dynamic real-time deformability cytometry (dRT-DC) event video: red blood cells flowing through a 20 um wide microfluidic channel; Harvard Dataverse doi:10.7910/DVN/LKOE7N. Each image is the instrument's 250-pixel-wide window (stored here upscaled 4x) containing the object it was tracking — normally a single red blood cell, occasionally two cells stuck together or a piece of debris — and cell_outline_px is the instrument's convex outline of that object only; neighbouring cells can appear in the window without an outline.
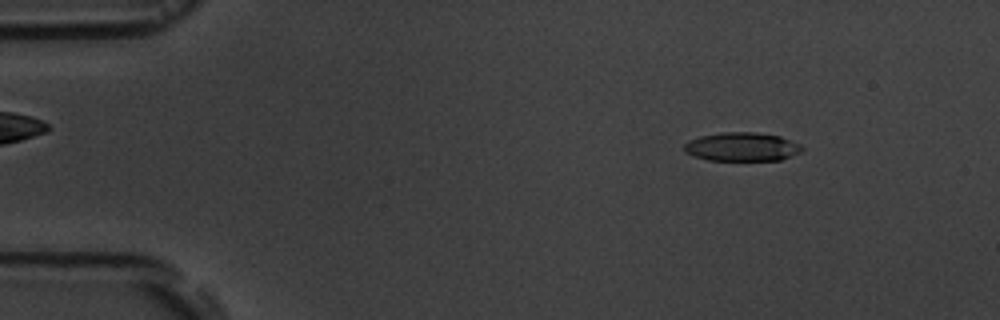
{"species": "common noctule bat (a hibernating species)", "species_latin": "Nyctalus noctula", "temperature_condition": "room temperature", "stored_images_in_passage": 16, "camera_frame_rate_fps": 3000, "um_per_image_px": 0.085, "animal": {"sex": "male", "body_mass_g": 19.5, "forearm_length_mm": 54.6}, "frame": {"image": 1, "passage_image": 2, "time_ms": 1.0, "image_size_px": [1000, 320], "cell_outline_px": [[804, 148], [800, 152], [780, 160], [708, 160], [684, 152], [684, 144], [688, 140], [700, 136], [720, 132], [756, 132], [780, 136], [800, 144]], "centroid_in_image_um": [63.05, 12.47], "position_along_channel_um": 21.9, "area_um2": 19.71}}
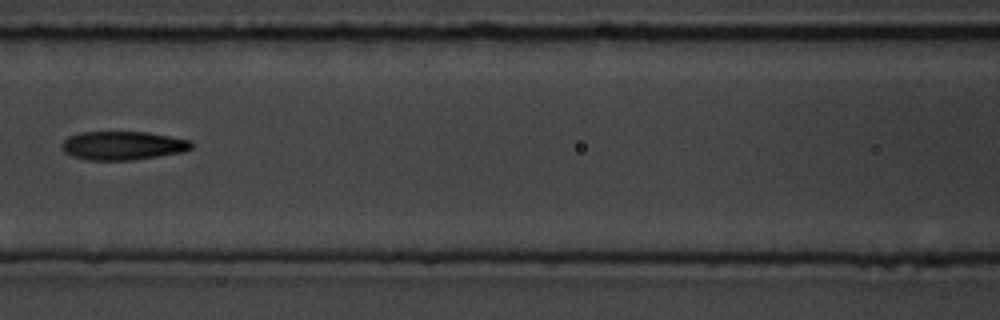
{"frame": {"image": 2, "passage_image": 7, "time_ms": 7.0, "image_size_px": [1000, 320], "cell_outline_px": [[192, 148], [184, 152], [132, 160], [88, 160], [72, 156], [64, 152], [60, 144], [68, 136], [80, 132], [148, 132], [192, 140]], "centroid_in_image_um": [10.44, 12.37], "position_along_channel_um": 156.2, "area_um2": 21.79}}
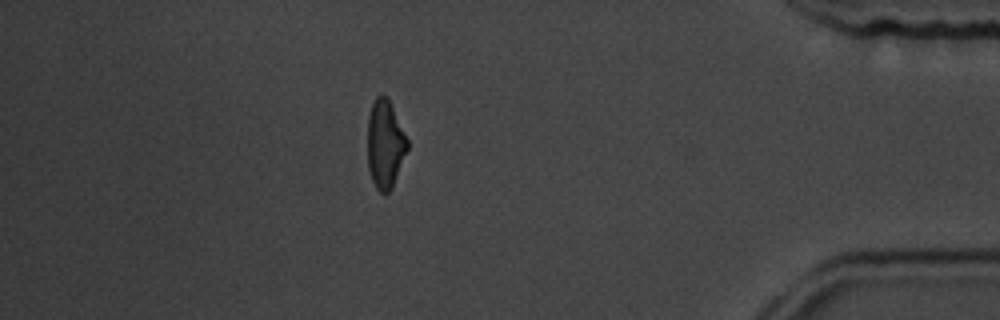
{"frame": {"image": 3, "passage_image": 14, "time_ms": 15.0, "image_size_px": [1000, 320], "cell_outline_px": [[408, 148], [392, 188], [388, 192], [380, 192], [376, 188], [372, 180], [368, 168], [368, 116], [372, 104], [376, 96], [384, 96], [388, 100], [408, 140]], "centroid_in_image_um": [32.72, 12.29], "position_along_channel_um": 402.5, "area_um2": 20.06}, "authors_computed_cell_mechanics": {"area_um2": 20.9525, "velocity_mm_per_s": 3.621, "shape_relaxation_time_tau1_ms": 9.2477, "shape_relaxation_time_tau2_ms": 7.6108, "deformation_change_tau1": 0.2116, "deformation_change_tau2": 0.1775}}